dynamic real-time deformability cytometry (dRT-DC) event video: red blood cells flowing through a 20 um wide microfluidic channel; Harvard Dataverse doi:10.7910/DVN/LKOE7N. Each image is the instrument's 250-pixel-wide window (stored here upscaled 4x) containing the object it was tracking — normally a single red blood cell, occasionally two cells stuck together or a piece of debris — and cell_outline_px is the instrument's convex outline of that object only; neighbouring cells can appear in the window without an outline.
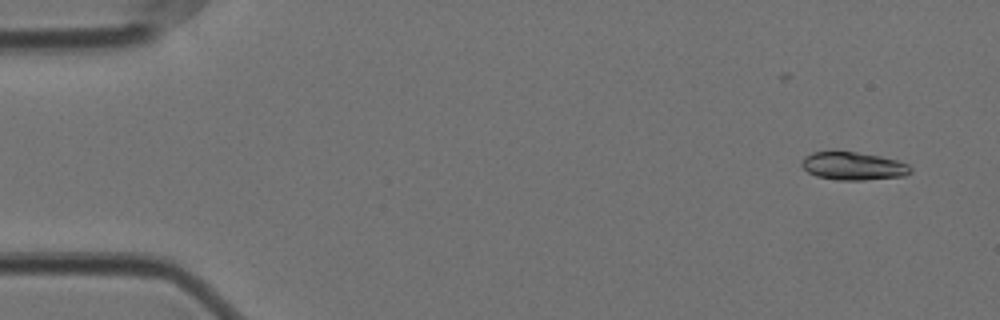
{"species": "Egyptian fruit bat (a non-hibernating species)", "species_latin": "Rousettus aegyptiacus", "temperature_condition": "cold", "stored_images_in_passage": 57, "camera_frame_rate_fps": 3000, "um_per_image_px": 0.085, "animal": {"sex": "female"}, "frame": {"image": 1, "passage_image": 3, "time_ms": 0.667, "image_size_px": [1000, 320], "cell_outline_px": [[912, 172], [904, 176], [864, 180], [836, 180], [816, 176], [808, 172], [800, 164], [804, 156], [812, 152], [856, 152], [880, 156], [896, 160], [908, 164], [912, 168]], "centroid_in_image_um": [72.53, 14.12], "position_along_channel_um": 12.5, "area_um2": 17.74}}
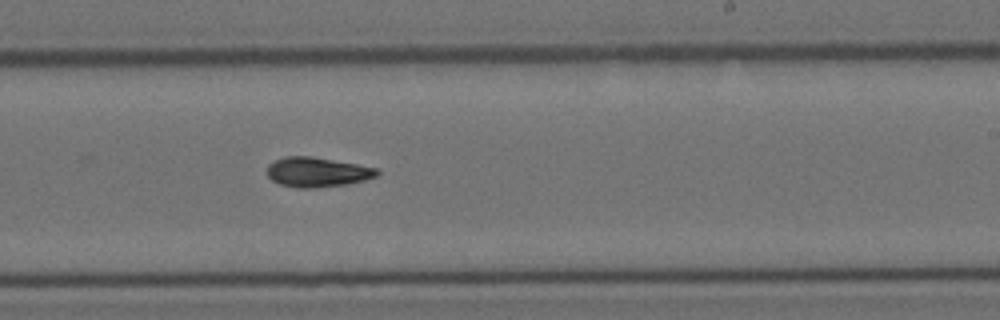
{"frame": {"image": 2, "passage_image": 34, "time_ms": 11.0, "image_size_px": [1000, 320], "cell_outline_px": [[380, 172], [376, 176], [364, 180], [348, 184], [316, 188], [296, 188], [280, 184], [272, 180], [268, 176], [268, 164], [284, 156], [312, 156], [356, 164], [376, 168]], "centroid_in_image_um": [26.95, 14.63], "position_along_channel_um": 262.0, "area_um2": 19.02}}
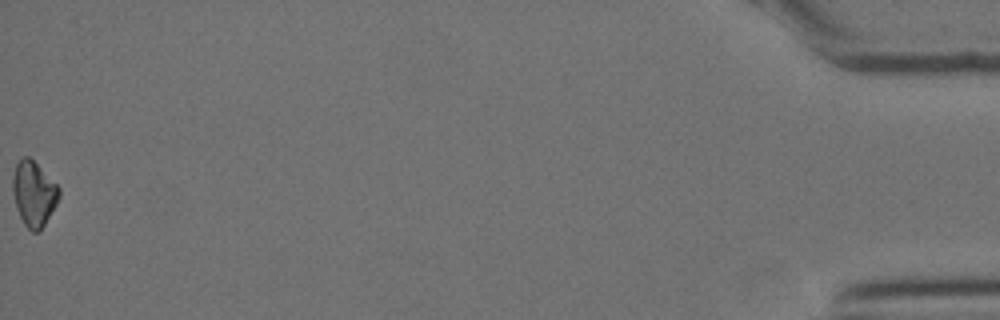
{"frame": {"image": 3, "passage_image": 57, "time_ms": 18.667, "image_size_px": [1000, 320], "cell_outline_px": [[60, 196], [56, 204], [44, 224], [36, 232], [32, 232], [24, 224], [16, 208], [12, 192], [12, 176], [16, 164], [24, 156], [28, 156], [60, 188]], "centroid_in_image_um": [2.85, 16.46], "position_along_channel_um": 432.4, "area_um2": 17.22}, "authors_computed_cell_mechanics": {"area_um2": 18.207, "velocity_mm_per_s": 3.5306, "shape_relaxation_time_tau1_ms": 3.9702, "shape_relaxation_time_tau2_ms": 5.0699, "deformation_change_tau1": 0.1281, "deformation_change_tau2": 0.084}}